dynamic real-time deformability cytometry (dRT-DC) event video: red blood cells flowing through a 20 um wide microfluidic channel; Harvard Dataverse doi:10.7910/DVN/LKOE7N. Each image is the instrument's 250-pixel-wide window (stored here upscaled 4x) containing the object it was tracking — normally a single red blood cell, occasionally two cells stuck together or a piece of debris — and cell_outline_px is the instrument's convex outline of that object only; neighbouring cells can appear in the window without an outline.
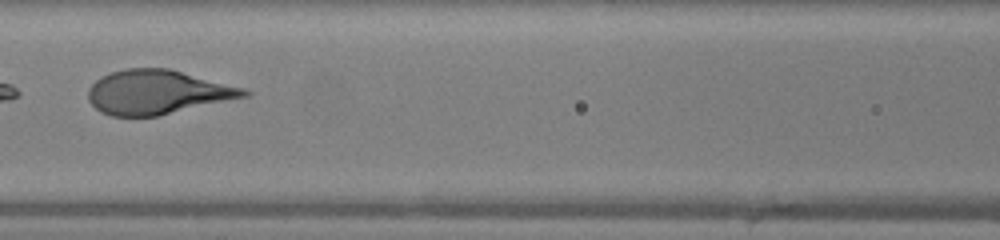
{"species": "human", "species_latin": "Homo sapiens", "temperature_condition": "warm", "stored_images_in_passage": 41, "camera_frame_rate_fps": 3000, "um_per_image_px": 0.085, "donor": {"sex": "female"}, "frame": {"image": 1, "passage_image": 20, "time_ms": 6.333, "image_size_px": [1000, 240], "cell_outline_px": [[252, 92], [248, 96], [156, 116], [112, 116], [100, 112], [88, 100], [88, 88], [96, 80], [112, 72], [124, 68], [168, 68], [244, 88]], "centroid_in_image_um": [13.36, 7.83], "position_along_channel_um": 153.2, "area_um2": 39.77}}
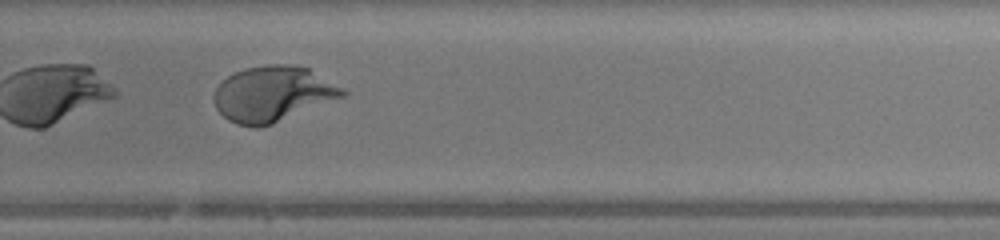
{"frame": {"image": 2, "passage_image": 31, "time_ms": 10.0, "image_size_px": [1000, 240], "cell_outline_px": [[348, 92], [344, 96], [272, 124], [260, 128], [256, 128], [236, 124], [228, 120], [216, 108], [212, 100], [212, 96], [216, 88], [228, 76], [236, 72], [248, 68], [268, 64], [292, 64], [308, 68], [344, 88]], "centroid_in_image_um": [23.17, 7.99], "position_along_channel_um": 306.6, "area_um2": 41.44}}